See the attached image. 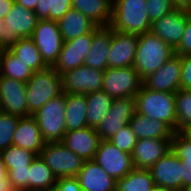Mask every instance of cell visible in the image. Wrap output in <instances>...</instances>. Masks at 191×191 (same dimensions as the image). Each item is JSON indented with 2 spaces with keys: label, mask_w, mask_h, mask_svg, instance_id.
Wrapping results in <instances>:
<instances>
[{
  "label": "cell",
  "mask_w": 191,
  "mask_h": 191,
  "mask_svg": "<svg viewBox=\"0 0 191 191\" xmlns=\"http://www.w3.org/2000/svg\"><path fill=\"white\" fill-rule=\"evenodd\" d=\"M146 0H113L110 27L124 33L141 35L151 31Z\"/></svg>",
  "instance_id": "cell-1"
},
{
  "label": "cell",
  "mask_w": 191,
  "mask_h": 191,
  "mask_svg": "<svg viewBox=\"0 0 191 191\" xmlns=\"http://www.w3.org/2000/svg\"><path fill=\"white\" fill-rule=\"evenodd\" d=\"M175 54V51L151 31L138 35L137 51L133 67L143 80L156 72Z\"/></svg>",
  "instance_id": "cell-2"
},
{
  "label": "cell",
  "mask_w": 191,
  "mask_h": 191,
  "mask_svg": "<svg viewBox=\"0 0 191 191\" xmlns=\"http://www.w3.org/2000/svg\"><path fill=\"white\" fill-rule=\"evenodd\" d=\"M134 98L137 113L146 115L150 119L161 120L176 132L177 116L175 93L153 91L142 85Z\"/></svg>",
  "instance_id": "cell-3"
},
{
  "label": "cell",
  "mask_w": 191,
  "mask_h": 191,
  "mask_svg": "<svg viewBox=\"0 0 191 191\" xmlns=\"http://www.w3.org/2000/svg\"><path fill=\"white\" fill-rule=\"evenodd\" d=\"M29 116L35 114L51 98L62 93L61 75L52 67L33 72L26 82Z\"/></svg>",
  "instance_id": "cell-4"
},
{
  "label": "cell",
  "mask_w": 191,
  "mask_h": 191,
  "mask_svg": "<svg viewBox=\"0 0 191 191\" xmlns=\"http://www.w3.org/2000/svg\"><path fill=\"white\" fill-rule=\"evenodd\" d=\"M65 93L51 98L32 116L36 119L45 142L62 141L65 136Z\"/></svg>",
  "instance_id": "cell-5"
},
{
  "label": "cell",
  "mask_w": 191,
  "mask_h": 191,
  "mask_svg": "<svg viewBox=\"0 0 191 191\" xmlns=\"http://www.w3.org/2000/svg\"><path fill=\"white\" fill-rule=\"evenodd\" d=\"M39 156L58 179L76 177L84 160L69 150L62 141L46 142Z\"/></svg>",
  "instance_id": "cell-6"
},
{
  "label": "cell",
  "mask_w": 191,
  "mask_h": 191,
  "mask_svg": "<svg viewBox=\"0 0 191 191\" xmlns=\"http://www.w3.org/2000/svg\"><path fill=\"white\" fill-rule=\"evenodd\" d=\"M3 20L5 28L1 50L10 49L21 38H31L39 19L34 10L26 9L14 3Z\"/></svg>",
  "instance_id": "cell-7"
},
{
  "label": "cell",
  "mask_w": 191,
  "mask_h": 191,
  "mask_svg": "<svg viewBox=\"0 0 191 191\" xmlns=\"http://www.w3.org/2000/svg\"><path fill=\"white\" fill-rule=\"evenodd\" d=\"M142 79L133 66L107 68L102 90L111 98L134 97L142 87Z\"/></svg>",
  "instance_id": "cell-8"
},
{
  "label": "cell",
  "mask_w": 191,
  "mask_h": 191,
  "mask_svg": "<svg viewBox=\"0 0 191 191\" xmlns=\"http://www.w3.org/2000/svg\"><path fill=\"white\" fill-rule=\"evenodd\" d=\"M31 39L37 46L45 64L53 66L63 45L58 22L48 19L38 20Z\"/></svg>",
  "instance_id": "cell-9"
},
{
  "label": "cell",
  "mask_w": 191,
  "mask_h": 191,
  "mask_svg": "<svg viewBox=\"0 0 191 191\" xmlns=\"http://www.w3.org/2000/svg\"><path fill=\"white\" fill-rule=\"evenodd\" d=\"M135 113L134 97L115 98L110 110L95 130L101 140H108L117 131L128 125Z\"/></svg>",
  "instance_id": "cell-10"
},
{
  "label": "cell",
  "mask_w": 191,
  "mask_h": 191,
  "mask_svg": "<svg viewBox=\"0 0 191 191\" xmlns=\"http://www.w3.org/2000/svg\"><path fill=\"white\" fill-rule=\"evenodd\" d=\"M94 160L115 180L125 177L134 164L132 155L123 152L109 140H101Z\"/></svg>",
  "instance_id": "cell-11"
},
{
  "label": "cell",
  "mask_w": 191,
  "mask_h": 191,
  "mask_svg": "<svg viewBox=\"0 0 191 191\" xmlns=\"http://www.w3.org/2000/svg\"><path fill=\"white\" fill-rule=\"evenodd\" d=\"M104 71L79 66L61 75L62 92L88 94L102 90Z\"/></svg>",
  "instance_id": "cell-12"
},
{
  "label": "cell",
  "mask_w": 191,
  "mask_h": 191,
  "mask_svg": "<svg viewBox=\"0 0 191 191\" xmlns=\"http://www.w3.org/2000/svg\"><path fill=\"white\" fill-rule=\"evenodd\" d=\"M182 56L174 54L156 72L143 79L142 85L153 91L176 93L181 88Z\"/></svg>",
  "instance_id": "cell-13"
},
{
  "label": "cell",
  "mask_w": 191,
  "mask_h": 191,
  "mask_svg": "<svg viewBox=\"0 0 191 191\" xmlns=\"http://www.w3.org/2000/svg\"><path fill=\"white\" fill-rule=\"evenodd\" d=\"M153 182L157 186L181 191L186 166L181 164L180 159L170 150L149 168Z\"/></svg>",
  "instance_id": "cell-14"
},
{
  "label": "cell",
  "mask_w": 191,
  "mask_h": 191,
  "mask_svg": "<svg viewBox=\"0 0 191 191\" xmlns=\"http://www.w3.org/2000/svg\"><path fill=\"white\" fill-rule=\"evenodd\" d=\"M0 103L2 112L29 116L26 83L0 75Z\"/></svg>",
  "instance_id": "cell-15"
},
{
  "label": "cell",
  "mask_w": 191,
  "mask_h": 191,
  "mask_svg": "<svg viewBox=\"0 0 191 191\" xmlns=\"http://www.w3.org/2000/svg\"><path fill=\"white\" fill-rule=\"evenodd\" d=\"M93 40V32L63 42L57 61L52 66L60 75L84 65Z\"/></svg>",
  "instance_id": "cell-16"
},
{
  "label": "cell",
  "mask_w": 191,
  "mask_h": 191,
  "mask_svg": "<svg viewBox=\"0 0 191 191\" xmlns=\"http://www.w3.org/2000/svg\"><path fill=\"white\" fill-rule=\"evenodd\" d=\"M191 13L173 10L152 23L151 32L166 42L174 51L179 47Z\"/></svg>",
  "instance_id": "cell-17"
},
{
  "label": "cell",
  "mask_w": 191,
  "mask_h": 191,
  "mask_svg": "<svg viewBox=\"0 0 191 191\" xmlns=\"http://www.w3.org/2000/svg\"><path fill=\"white\" fill-rule=\"evenodd\" d=\"M138 35L113 30L108 68L133 66L137 51Z\"/></svg>",
  "instance_id": "cell-18"
},
{
  "label": "cell",
  "mask_w": 191,
  "mask_h": 191,
  "mask_svg": "<svg viewBox=\"0 0 191 191\" xmlns=\"http://www.w3.org/2000/svg\"><path fill=\"white\" fill-rule=\"evenodd\" d=\"M172 139H138L132 155L136 169H149L171 150Z\"/></svg>",
  "instance_id": "cell-19"
},
{
  "label": "cell",
  "mask_w": 191,
  "mask_h": 191,
  "mask_svg": "<svg viewBox=\"0 0 191 191\" xmlns=\"http://www.w3.org/2000/svg\"><path fill=\"white\" fill-rule=\"evenodd\" d=\"M101 138L95 128L67 131L62 143L84 161L94 160Z\"/></svg>",
  "instance_id": "cell-20"
},
{
  "label": "cell",
  "mask_w": 191,
  "mask_h": 191,
  "mask_svg": "<svg viewBox=\"0 0 191 191\" xmlns=\"http://www.w3.org/2000/svg\"><path fill=\"white\" fill-rule=\"evenodd\" d=\"M113 29L110 26H98L93 31V40L84 66L105 71L108 68V55L112 41Z\"/></svg>",
  "instance_id": "cell-21"
},
{
  "label": "cell",
  "mask_w": 191,
  "mask_h": 191,
  "mask_svg": "<svg viewBox=\"0 0 191 191\" xmlns=\"http://www.w3.org/2000/svg\"><path fill=\"white\" fill-rule=\"evenodd\" d=\"M82 191H115L116 180L95 161H84L76 176Z\"/></svg>",
  "instance_id": "cell-22"
},
{
  "label": "cell",
  "mask_w": 191,
  "mask_h": 191,
  "mask_svg": "<svg viewBox=\"0 0 191 191\" xmlns=\"http://www.w3.org/2000/svg\"><path fill=\"white\" fill-rule=\"evenodd\" d=\"M45 143L38 123L32 115L19 118L16 131L13 135V145L34 152L39 156Z\"/></svg>",
  "instance_id": "cell-23"
},
{
  "label": "cell",
  "mask_w": 191,
  "mask_h": 191,
  "mask_svg": "<svg viewBox=\"0 0 191 191\" xmlns=\"http://www.w3.org/2000/svg\"><path fill=\"white\" fill-rule=\"evenodd\" d=\"M58 25L63 42L89 34L98 27L90 18L73 8L58 21Z\"/></svg>",
  "instance_id": "cell-24"
},
{
  "label": "cell",
  "mask_w": 191,
  "mask_h": 191,
  "mask_svg": "<svg viewBox=\"0 0 191 191\" xmlns=\"http://www.w3.org/2000/svg\"><path fill=\"white\" fill-rule=\"evenodd\" d=\"M129 126L137 139H172L174 134V131L163 121L150 119L148 116L137 112L131 118Z\"/></svg>",
  "instance_id": "cell-25"
},
{
  "label": "cell",
  "mask_w": 191,
  "mask_h": 191,
  "mask_svg": "<svg viewBox=\"0 0 191 191\" xmlns=\"http://www.w3.org/2000/svg\"><path fill=\"white\" fill-rule=\"evenodd\" d=\"M72 8L98 26H110L112 22L113 0H72Z\"/></svg>",
  "instance_id": "cell-26"
},
{
  "label": "cell",
  "mask_w": 191,
  "mask_h": 191,
  "mask_svg": "<svg viewBox=\"0 0 191 191\" xmlns=\"http://www.w3.org/2000/svg\"><path fill=\"white\" fill-rule=\"evenodd\" d=\"M65 103L66 131L80 130L88 127L86 121V95L65 93Z\"/></svg>",
  "instance_id": "cell-27"
},
{
  "label": "cell",
  "mask_w": 191,
  "mask_h": 191,
  "mask_svg": "<svg viewBox=\"0 0 191 191\" xmlns=\"http://www.w3.org/2000/svg\"><path fill=\"white\" fill-rule=\"evenodd\" d=\"M87 112L86 121L87 125L96 128L101 123L111 108L113 98H111L103 90L86 94Z\"/></svg>",
  "instance_id": "cell-28"
},
{
  "label": "cell",
  "mask_w": 191,
  "mask_h": 191,
  "mask_svg": "<svg viewBox=\"0 0 191 191\" xmlns=\"http://www.w3.org/2000/svg\"><path fill=\"white\" fill-rule=\"evenodd\" d=\"M56 181L57 178L53 175L50 168L40 156H36L29 166V190L52 191Z\"/></svg>",
  "instance_id": "cell-29"
},
{
  "label": "cell",
  "mask_w": 191,
  "mask_h": 191,
  "mask_svg": "<svg viewBox=\"0 0 191 191\" xmlns=\"http://www.w3.org/2000/svg\"><path fill=\"white\" fill-rule=\"evenodd\" d=\"M27 64L16 57L9 49L0 50V75L26 83L33 75Z\"/></svg>",
  "instance_id": "cell-30"
},
{
  "label": "cell",
  "mask_w": 191,
  "mask_h": 191,
  "mask_svg": "<svg viewBox=\"0 0 191 191\" xmlns=\"http://www.w3.org/2000/svg\"><path fill=\"white\" fill-rule=\"evenodd\" d=\"M154 186L149 169L134 168L125 177L116 180L115 191H152Z\"/></svg>",
  "instance_id": "cell-31"
},
{
  "label": "cell",
  "mask_w": 191,
  "mask_h": 191,
  "mask_svg": "<svg viewBox=\"0 0 191 191\" xmlns=\"http://www.w3.org/2000/svg\"><path fill=\"white\" fill-rule=\"evenodd\" d=\"M9 50L34 72L47 67L31 38H21Z\"/></svg>",
  "instance_id": "cell-32"
},
{
  "label": "cell",
  "mask_w": 191,
  "mask_h": 191,
  "mask_svg": "<svg viewBox=\"0 0 191 191\" xmlns=\"http://www.w3.org/2000/svg\"><path fill=\"white\" fill-rule=\"evenodd\" d=\"M171 150L187 168L183 175V187L191 185V137L186 133L174 132Z\"/></svg>",
  "instance_id": "cell-33"
},
{
  "label": "cell",
  "mask_w": 191,
  "mask_h": 191,
  "mask_svg": "<svg viewBox=\"0 0 191 191\" xmlns=\"http://www.w3.org/2000/svg\"><path fill=\"white\" fill-rule=\"evenodd\" d=\"M176 98V132L186 133L191 129V90L179 89Z\"/></svg>",
  "instance_id": "cell-34"
},
{
  "label": "cell",
  "mask_w": 191,
  "mask_h": 191,
  "mask_svg": "<svg viewBox=\"0 0 191 191\" xmlns=\"http://www.w3.org/2000/svg\"><path fill=\"white\" fill-rule=\"evenodd\" d=\"M6 168H20L30 166L36 154L16 145H11L1 152Z\"/></svg>",
  "instance_id": "cell-35"
},
{
  "label": "cell",
  "mask_w": 191,
  "mask_h": 191,
  "mask_svg": "<svg viewBox=\"0 0 191 191\" xmlns=\"http://www.w3.org/2000/svg\"><path fill=\"white\" fill-rule=\"evenodd\" d=\"M19 118L12 114L0 112V153L12 145Z\"/></svg>",
  "instance_id": "cell-36"
},
{
  "label": "cell",
  "mask_w": 191,
  "mask_h": 191,
  "mask_svg": "<svg viewBox=\"0 0 191 191\" xmlns=\"http://www.w3.org/2000/svg\"><path fill=\"white\" fill-rule=\"evenodd\" d=\"M108 140L123 152L132 154L138 139L128 124Z\"/></svg>",
  "instance_id": "cell-37"
},
{
  "label": "cell",
  "mask_w": 191,
  "mask_h": 191,
  "mask_svg": "<svg viewBox=\"0 0 191 191\" xmlns=\"http://www.w3.org/2000/svg\"><path fill=\"white\" fill-rule=\"evenodd\" d=\"M146 2L147 13L152 23L175 10L171 0H146Z\"/></svg>",
  "instance_id": "cell-38"
},
{
  "label": "cell",
  "mask_w": 191,
  "mask_h": 191,
  "mask_svg": "<svg viewBox=\"0 0 191 191\" xmlns=\"http://www.w3.org/2000/svg\"><path fill=\"white\" fill-rule=\"evenodd\" d=\"M7 178L13 187L29 190V166L20 168H7Z\"/></svg>",
  "instance_id": "cell-39"
},
{
  "label": "cell",
  "mask_w": 191,
  "mask_h": 191,
  "mask_svg": "<svg viewBox=\"0 0 191 191\" xmlns=\"http://www.w3.org/2000/svg\"><path fill=\"white\" fill-rule=\"evenodd\" d=\"M72 8V0H51L50 20L59 21Z\"/></svg>",
  "instance_id": "cell-40"
},
{
  "label": "cell",
  "mask_w": 191,
  "mask_h": 191,
  "mask_svg": "<svg viewBox=\"0 0 191 191\" xmlns=\"http://www.w3.org/2000/svg\"><path fill=\"white\" fill-rule=\"evenodd\" d=\"M175 53L181 56L191 55V15L187 19L182 41Z\"/></svg>",
  "instance_id": "cell-41"
},
{
  "label": "cell",
  "mask_w": 191,
  "mask_h": 191,
  "mask_svg": "<svg viewBox=\"0 0 191 191\" xmlns=\"http://www.w3.org/2000/svg\"><path fill=\"white\" fill-rule=\"evenodd\" d=\"M52 191H82L77 177L58 178Z\"/></svg>",
  "instance_id": "cell-42"
},
{
  "label": "cell",
  "mask_w": 191,
  "mask_h": 191,
  "mask_svg": "<svg viewBox=\"0 0 191 191\" xmlns=\"http://www.w3.org/2000/svg\"><path fill=\"white\" fill-rule=\"evenodd\" d=\"M181 89L191 90V55L182 56Z\"/></svg>",
  "instance_id": "cell-43"
},
{
  "label": "cell",
  "mask_w": 191,
  "mask_h": 191,
  "mask_svg": "<svg viewBox=\"0 0 191 191\" xmlns=\"http://www.w3.org/2000/svg\"><path fill=\"white\" fill-rule=\"evenodd\" d=\"M51 0H39L35 13L39 20H50Z\"/></svg>",
  "instance_id": "cell-44"
},
{
  "label": "cell",
  "mask_w": 191,
  "mask_h": 191,
  "mask_svg": "<svg viewBox=\"0 0 191 191\" xmlns=\"http://www.w3.org/2000/svg\"><path fill=\"white\" fill-rule=\"evenodd\" d=\"M12 187L7 178V168L0 153V191H8Z\"/></svg>",
  "instance_id": "cell-45"
},
{
  "label": "cell",
  "mask_w": 191,
  "mask_h": 191,
  "mask_svg": "<svg viewBox=\"0 0 191 191\" xmlns=\"http://www.w3.org/2000/svg\"><path fill=\"white\" fill-rule=\"evenodd\" d=\"M173 8L179 11L191 13V0H171Z\"/></svg>",
  "instance_id": "cell-46"
},
{
  "label": "cell",
  "mask_w": 191,
  "mask_h": 191,
  "mask_svg": "<svg viewBox=\"0 0 191 191\" xmlns=\"http://www.w3.org/2000/svg\"><path fill=\"white\" fill-rule=\"evenodd\" d=\"M14 3V0H0V20L6 17Z\"/></svg>",
  "instance_id": "cell-47"
},
{
  "label": "cell",
  "mask_w": 191,
  "mask_h": 191,
  "mask_svg": "<svg viewBox=\"0 0 191 191\" xmlns=\"http://www.w3.org/2000/svg\"><path fill=\"white\" fill-rule=\"evenodd\" d=\"M39 0H14L18 5L23 6L26 9L35 10Z\"/></svg>",
  "instance_id": "cell-48"
},
{
  "label": "cell",
  "mask_w": 191,
  "mask_h": 191,
  "mask_svg": "<svg viewBox=\"0 0 191 191\" xmlns=\"http://www.w3.org/2000/svg\"><path fill=\"white\" fill-rule=\"evenodd\" d=\"M4 28H5L4 20H0V50H1V41L3 40Z\"/></svg>",
  "instance_id": "cell-49"
},
{
  "label": "cell",
  "mask_w": 191,
  "mask_h": 191,
  "mask_svg": "<svg viewBox=\"0 0 191 191\" xmlns=\"http://www.w3.org/2000/svg\"><path fill=\"white\" fill-rule=\"evenodd\" d=\"M152 191H176V190L155 185Z\"/></svg>",
  "instance_id": "cell-50"
},
{
  "label": "cell",
  "mask_w": 191,
  "mask_h": 191,
  "mask_svg": "<svg viewBox=\"0 0 191 191\" xmlns=\"http://www.w3.org/2000/svg\"><path fill=\"white\" fill-rule=\"evenodd\" d=\"M8 191H30L26 188H20V187H11Z\"/></svg>",
  "instance_id": "cell-51"
},
{
  "label": "cell",
  "mask_w": 191,
  "mask_h": 191,
  "mask_svg": "<svg viewBox=\"0 0 191 191\" xmlns=\"http://www.w3.org/2000/svg\"><path fill=\"white\" fill-rule=\"evenodd\" d=\"M181 191H191V185L183 187Z\"/></svg>",
  "instance_id": "cell-52"
},
{
  "label": "cell",
  "mask_w": 191,
  "mask_h": 191,
  "mask_svg": "<svg viewBox=\"0 0 191 191\" xmlns=\"http://www.w3.org/2000/svg\"><path fill=\"white\" fill-rule=\"evenodd\" d=\"M186 134L191 137V129L189 131H187Z\"/></svg>",
  "instance_id": "cell-53"
}]
</instances>
